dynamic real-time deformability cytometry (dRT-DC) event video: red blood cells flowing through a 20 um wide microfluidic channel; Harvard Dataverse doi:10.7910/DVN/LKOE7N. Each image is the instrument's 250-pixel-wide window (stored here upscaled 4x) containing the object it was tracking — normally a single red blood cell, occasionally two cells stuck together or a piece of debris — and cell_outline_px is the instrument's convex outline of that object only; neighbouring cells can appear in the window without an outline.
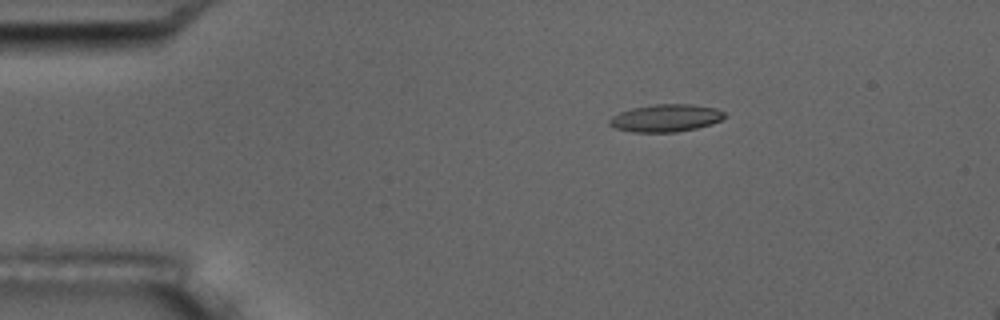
{"species": "common noctule bat (a hibernating species)", "species_latin": "Nyctalus noctula", "temperature_condition": "room temperature", "stored_images_in_passage": 5, "camera_frame_rate_fps": 3000, "um_per_image_px": 0.085, "animal": {"sex": "male", "body_mass_g": 17.5, "forearm_length_mm": 52.3}, "frame": {"image": 1, "passage_image": 3, "time_ms": 3.0, "image_size_px": [1000, 320], "cell_outline_px": [[728, 116], [712, 124], [696, 128], [676, 132], [632, 132], [616, 128], [608, 124], [608, 120], [612, 116], [620, 112], [632, 108], [652, 104], [692, 104], [716, 108], [724, 112]], "centroid_in_image_um": [56.6, 10.03], "position_along_channel_um": 28.4, "area_um2": 18.55}}
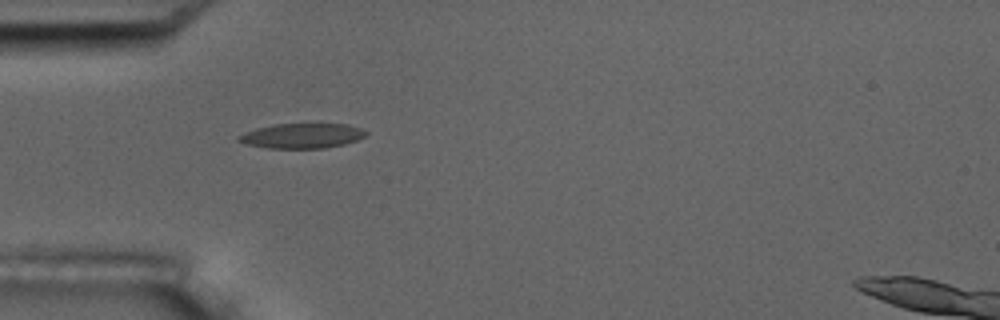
{"frame": {"image": 2, "passage_image": 5, "time_ms": 5.333, "image_size_px": [1000, 320], "cell_outline_px": [[368, 132], [364, 136], [356, 140], [344, 144], [324, 148], [268, 148], [248, 144], [236, 140], [236, 136], [256, 128], [276, 124], [348, 124], [360, 128]], "centroid_in_image_um": [25.66, 11.54], "position_along_channel_um": 59.3, "area_um2": 18.32}}